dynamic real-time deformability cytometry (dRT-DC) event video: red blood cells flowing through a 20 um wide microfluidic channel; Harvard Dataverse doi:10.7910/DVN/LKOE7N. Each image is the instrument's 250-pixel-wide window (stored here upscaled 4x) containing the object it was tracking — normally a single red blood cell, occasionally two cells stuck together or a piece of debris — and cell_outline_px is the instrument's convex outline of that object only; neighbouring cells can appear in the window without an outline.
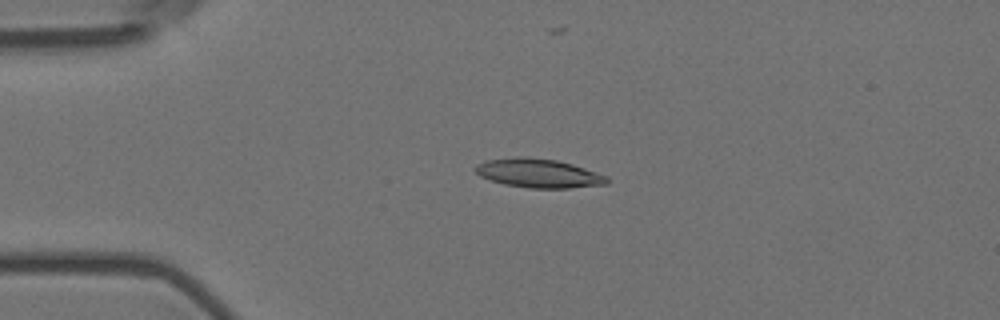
{"species": "Egyptian fruit bat (a non-hibernating species)", "species_latin": "Rousettus aegyptiacus", "temperature_condition": "room temperature", "stored_images_in_passage": 5, "camera_frame_rate_fps": 3000, "um_per_image_px": 0.085, "animal": {"sex": "female"}, "frame": {"image": 1, "passage_image": 3, "time_ms": 0.667, "image_size_px": [1000, 320], "cell_outline_px": [[608, 184], [568, 188], [528, 188], [504, 184], [480, 176], [472, 168], [476, 164], [484, 160], [520, 156], [556, 160], [572, 164], [608, 176]], "centroid_in_image_um": [45.74, 14.72], "position_along_channel_um": 39.3, "area_um2": 22.2}}
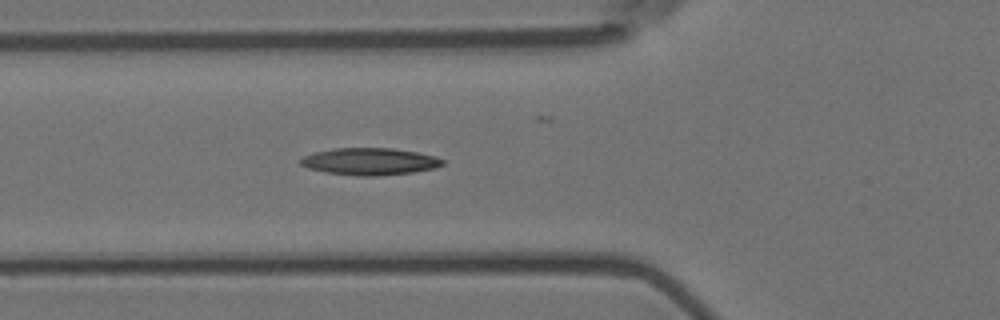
{"frame": {"image": 2, "passage_image": 5, "time_ms": 1.333, "image_size_px": [1000, 320], "cell_outline_px": [[444, 164], [436, 168], [412, 172], [376, 176], [356, 176], [328, 172], [308, 168], [300, 164], [300, 160], [304, 156], [312, 152], [336, 148], [392, 148], [416, 152], [436, 156], [444, 160]], "centroid_in_image_um": [31.44, 13.72], "position_along_channel_um": 94.4, "area_um2": 22.37}}